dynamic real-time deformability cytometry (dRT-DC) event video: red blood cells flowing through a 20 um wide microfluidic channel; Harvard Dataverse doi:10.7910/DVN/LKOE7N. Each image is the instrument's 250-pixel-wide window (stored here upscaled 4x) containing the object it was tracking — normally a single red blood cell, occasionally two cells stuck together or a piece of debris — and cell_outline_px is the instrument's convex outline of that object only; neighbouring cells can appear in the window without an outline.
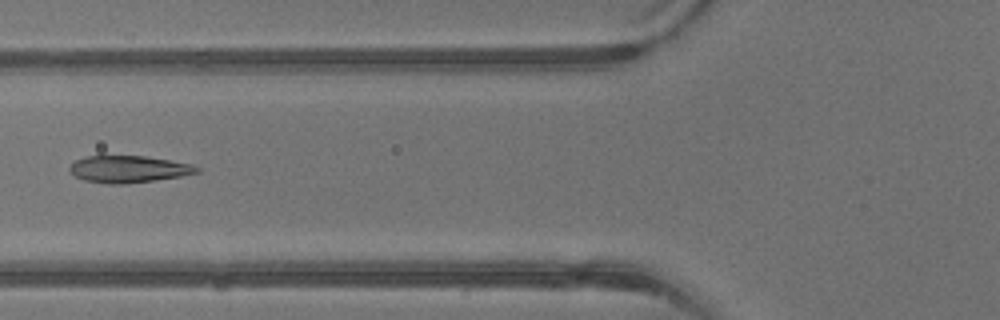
{"species": "common noctule bat (a hibernating species)", "species_latin": "Nyctalus noctula", "temperature_condition": "warm", "stored_images_in_passage": 41, "camera_frame_rate_fps": 3000, "um_per_image_px": 0.085, "animal": {"sex": "male", "body_mass_g": 13.3}, "frame": {"image": 1, "passage_image": 16, "time_ms": 5.0, "image_size_px": [1000, 320], "cell_outline_px": [[200, 172], [180, 176], [156, 180], [120, 184], [108, 184], [84, 180], [76, 176], [68, 168], [76, 160], [88, 156], [144, 156], [196, 164], [200, 168]], "centroid_in_image_um": [10.99, 14.37], "position_along_channel_um": 114.8, "area_um2": 19.88}}
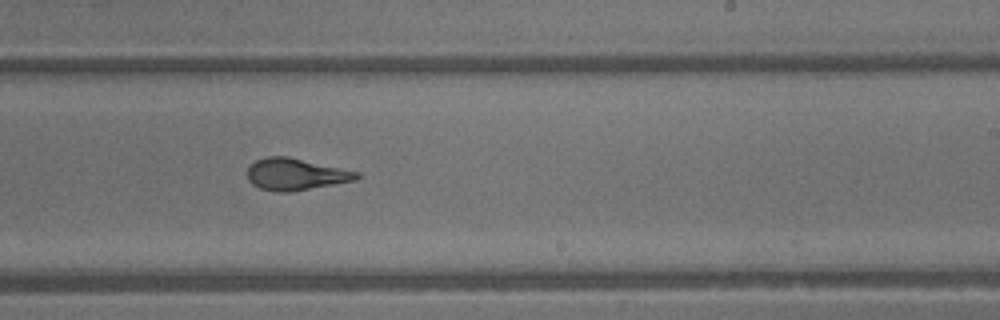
{"frame": {"image": 2, "passage_image": 25, "time_ms": 8.0, "image_size_px": [1000, 320], "cell_outline_px": [[360, 176], [356, 180], [288, 192], [276, 192], [260, 188], [252, 184], [248, 180], [248, 168], [256, 160], [268, 156], [288, 156], [360, 172]], "centroid_in_image_um": [25.13, 14.8], "position_along_channel_um": 263.9, "area_um2": 20.11}}
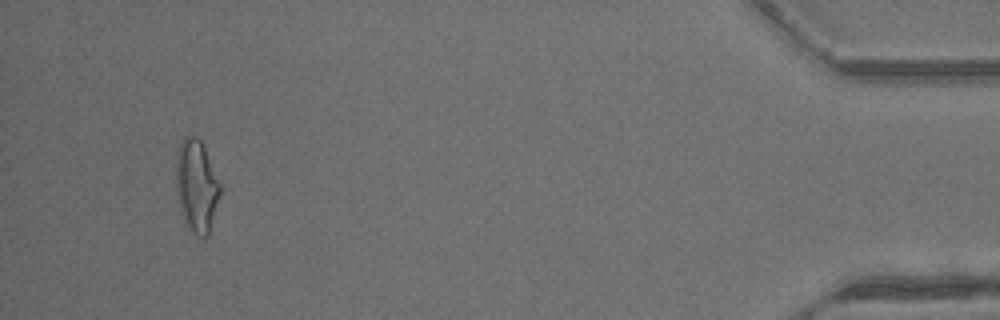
{"frame": {"image": 3, "passage_image": 39, "time_ms": 12.667, "image_size_px": [1000, 320], "cell_outline_px": [[220, 192], [208, 236], [196, 236], [192, 232], [184, 216], [176, 192], [176, 152], [184, 136], [192, 136], [200, 140], [204, 148], [220, 184]], "centroid_in_image_um": [16.69, 15.77], "position_along_channel_um": 418.5, "area_um2": 23.0}, "authors_computed_cell_mechanics": {"area_um2": 20.808, "velocity_mm_per_s": 4.9713, "shape_relaxation_time_tau1_ms": 4.6218, "shape_relaxation_time_tau2_ms": 0.8748, "deformation_change_tau1": 0.2198, "deformation_change_tau2": 0.0929}}